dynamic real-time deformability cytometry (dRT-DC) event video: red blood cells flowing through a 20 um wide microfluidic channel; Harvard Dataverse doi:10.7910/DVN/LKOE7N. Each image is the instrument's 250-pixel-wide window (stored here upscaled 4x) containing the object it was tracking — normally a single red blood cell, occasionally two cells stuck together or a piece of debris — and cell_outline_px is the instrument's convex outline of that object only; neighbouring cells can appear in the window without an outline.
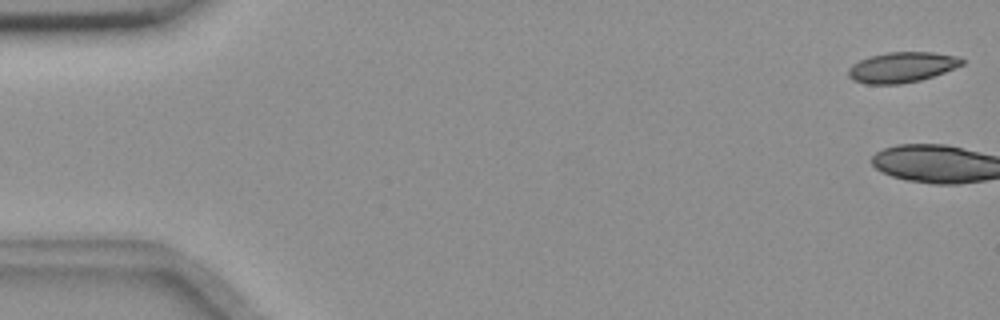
{"species": "common noctule bat (a hibernating species)", "species_latin": "Nyctalus noctula", "temperature_condition": "room temperature", "stored_images_in_passage": 3, "camera_frame_rate_fps": 3000, "um_per_image_px": 0.085, "animal": {"sex": "female", "body_mass_g": 18.4}, "frame": {"image": 1, "passage_image": 1, "time_ms": 0.0, "image_size_px": [1000, 320], "cell_outline_px": [[964, 64], [944, 72], [920, 80], [900, 84], [868, 84], [852, 80], [848, 76], [848, 68], [852, 64], [860, 60], [872, 56], [888, 52], [932, 52], [956, 56], [964, 60]], "centroid_in_image_um": [76.64, 5.72], "position_along_channel_um": 8.4, "area_um2": 20.0}}